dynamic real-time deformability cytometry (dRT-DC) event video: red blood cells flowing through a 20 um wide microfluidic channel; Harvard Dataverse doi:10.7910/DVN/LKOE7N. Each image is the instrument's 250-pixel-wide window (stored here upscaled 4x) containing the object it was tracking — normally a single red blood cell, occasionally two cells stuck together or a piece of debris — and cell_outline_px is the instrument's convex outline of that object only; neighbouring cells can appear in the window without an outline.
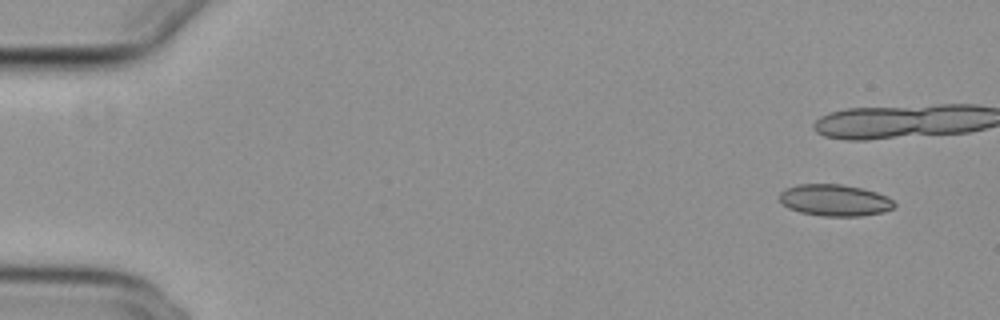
{"species": "common noctule bat (a hibernating species)", "species_latin": "Nyctalus noctula", "temperature_condition": "cold", "stored_images_in_passage": 16, "camera_frame_rate_fps": 3000, "um_per_image_px": 0.085, "animal": {"sex": "female", "body_mass_g": 29.2, "forearm_length_mm": 56.3}, "frame": {"image": 1, "passage_image": 3, "time_ms": 0.667, "image_size_px": [1000, 320], "cell_outline_px": [[896, 204], [892, 208], [884, 212], [860, 216], [824, 216], [800, 212], [788, 208], [780, 200], [780, 192], [784, 188], [796, 184], [840, 184], [860, 188], [876, 192], [892, 200]], "centroid_in_image_um": [70.92, 17.02], "position_along_channel_um": 14.1, "area_um2": 21.04}}